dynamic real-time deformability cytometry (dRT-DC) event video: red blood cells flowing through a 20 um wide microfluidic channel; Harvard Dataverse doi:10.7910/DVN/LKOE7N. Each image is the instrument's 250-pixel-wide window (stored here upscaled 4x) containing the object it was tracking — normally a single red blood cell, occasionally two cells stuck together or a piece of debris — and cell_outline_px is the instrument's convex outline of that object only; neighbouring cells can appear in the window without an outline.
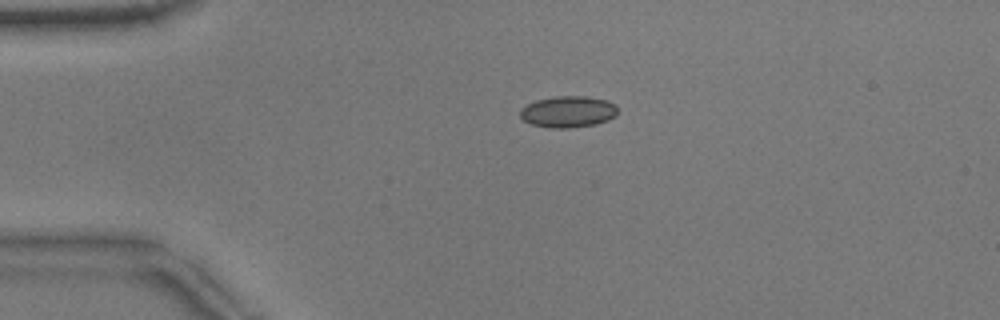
{"species": "common noctule bat (a hibernating species)", "species_latin": "Nyctalus noctula", "temperature_condition": "warm", "stored_images_in_passage": 42, "camera_frame_rate_fps": 3000, "um_per_image_px": 0.085, "animal": {"sex": "male", "body_mass_g": 17.9}, "frame": {"image": 1, "passage_image": 1, "time_ms": 0.0, "image_size_px": [1000, 320], "cell_outline_px": [[616, 116], [608, 120], [596, 124], [568, 128], [548, 128], [532, 124], [524, 120], [520, 116], [520, 108], [536, 100], [556, 96], [588, 96], [608, 100], [616, 104]], "centroid_in_image_um": [48.3, 9.49], "position_along_channel_um": 36.7, "area_um2": 17.98}}
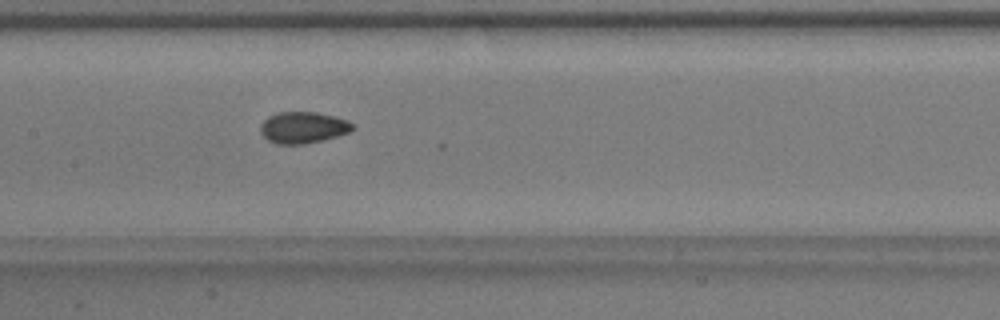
{"frame": {"image": 2, "passage_image": 15, "time_ms": 4.667, "image_size_px": [1000, 320], "cell_outline_px": [[356, 128], [348, 132], [336, 136], [304, 144], [276, 144], [268, 140], [260, 132], [260, 124], [268, 116], [276, 112], [316, 112], [336, 116], [348, 120]], "centroid_in_image_um": [25.74, 10.82], "position_along_channel_um": 181.7, "area_um2": 16.94}}
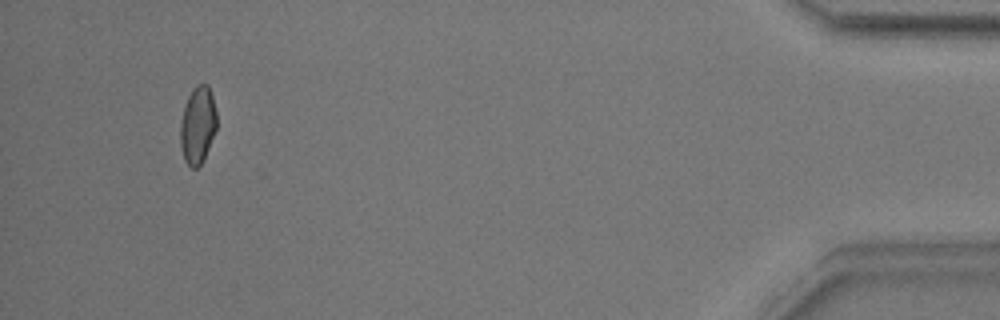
{"frame": {"image": 3, "passage_image": 39, "time_ms": 12.667, "image_size_px": [1000, 320], "cell_outline_px": [[216, 128], [204, 160], [196, 168], [192, 168], [184, 160], [180, 144], [180, 124], [184, 108], [188, 96], [192, 88], [196, 84], [208, 84], [212, 96], [216, 112]], "centroid_in_image_um": [16.8, 10.63], "position_along_channel_um": 418.4, "area_um2": 16.36}, "authors_computed_cell_mechanics": {"area_um2": 16.7042, "velocity_mm_per_s": 3.8549, "shape_relaxation_time_tau1_ms": null, "shape_relaxation_time_tau2_ms": 1.4434, "deformation_change_tau1": null, "deformation_change_tau2": 0.0487}}